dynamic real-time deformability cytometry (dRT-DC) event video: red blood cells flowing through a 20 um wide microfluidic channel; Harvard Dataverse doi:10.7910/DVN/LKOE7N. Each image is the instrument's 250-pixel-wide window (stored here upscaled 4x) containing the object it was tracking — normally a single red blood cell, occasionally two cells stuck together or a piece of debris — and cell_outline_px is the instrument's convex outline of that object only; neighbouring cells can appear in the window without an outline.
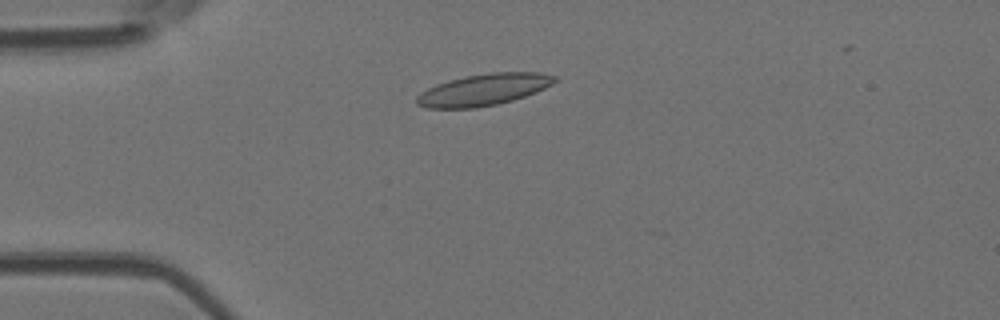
{"species": "Egyptian fruit bat (a non-hibernating species)", "species_latin": "Rousettus aegyptiacus", "temperature_condition": "room temperature", "stored_images_in_passage": 4, "camera_frame_rate_fps": 3000, "um_per_image_px": 0.085, "animal": {"sex": "female"}, "frame": {"image": 1, "passage_image": 4, "time_ms": 3.333, "image_size_px": [1000, 320], "cell_outline_px": [[560, 80], [536, 92], [512, 100], [496, 104], [476, 108], [424, 108], [416, 104], [416, 96], [420, 92], [436, 84], [448, 80], [464, 76], [492, 72], [540, 72], [556, 76]], "centroid_in_image_um": [41.1, 7.62], "position_along_channel_um": 43.9, "area_um2": 25.61}}